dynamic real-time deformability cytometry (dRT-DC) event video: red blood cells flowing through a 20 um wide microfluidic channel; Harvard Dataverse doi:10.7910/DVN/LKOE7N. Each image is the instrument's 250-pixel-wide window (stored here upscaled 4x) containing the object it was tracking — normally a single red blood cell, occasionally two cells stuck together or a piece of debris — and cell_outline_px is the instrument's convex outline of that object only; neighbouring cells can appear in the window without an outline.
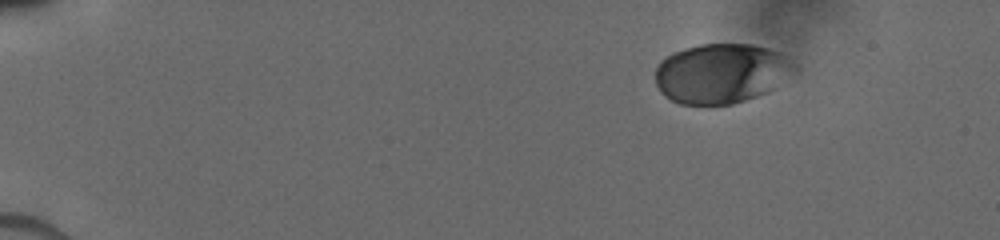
{"species": "human", "species_latin": "Homo sapiens", "temperature_condition": "cold", "stored_images_in_passage": 10, "camera_frame_rate_fps": 3000, "um_per_image_px": 0.085, "donor": {"sex": "male"}, "frame": {"image": 1, "passage_image": 1, "time_ms": 0.0, "image_size_px": [1000, 240], "cell_outline_px": [[800, 68], [796, 72], [768, 92], [732, 104], [680, 104], [664, 96], [660, 92], [656, 84], [656, 68], [660, 60], [672, 52], [684, 48], [700, 44], [752, 44], [768, 48], [780, 52], [796, 64]], "centroid_in_image_um": [61.33, 6.22], "position_along_channel_um": 23.7, "area_um2": 48.84}}
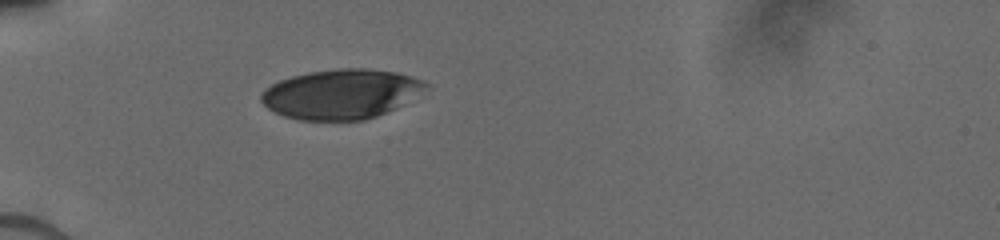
{"frame": {"image": 2, "passage_image": 7, "time_ms": 3.333, "image_size_px": [1000, 240], "cell_outline_px": [[428, 84], [424, 88], [396, 108], [376, 116], [364, 120], [300, 120], [284, 116], [268, 108], [260, 100], [260, 96], [264, 88], [280, 80], [292, 76], [308, 72], [336, 68], [364, 68], [396, 72], [424, 80]], "centroid_in_image_um": [28.94, 7.98], "position_along_channel_um": 56.1, "area_um2": 47.28}}